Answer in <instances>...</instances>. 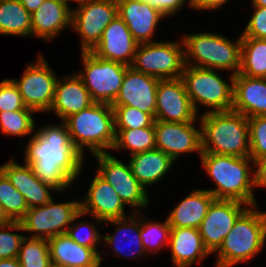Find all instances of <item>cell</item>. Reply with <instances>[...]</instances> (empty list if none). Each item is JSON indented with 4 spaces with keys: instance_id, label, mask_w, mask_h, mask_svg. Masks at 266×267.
Returning <instances> with one entry per match:
<instances>
[{
    "instance_id": "cell-49",
    "label": "cell",
    "mask_w": 266,
    "mask_h": 267,
    "mask_svg": "<svg viewBox=\"0 0 266 267\" xmlns=\"http://www.w3.org/2000/svg\"><path fill=\"white\" fill-rule=\"evenodd\" d=\"M252 6L266 7V0H251Z\"/></svg>"
},
{
    "instance_id": "cell-6",
    "label": "cell",
    "mask_w": 266,
    "mask_h": 267,
    "mask_svg": "<svg viewBox=\"0 0 266 267\" xmlns=\"http://www.w3.org/2000/svg\"><path fill=\"white\" fill-rule=\"evenodd\" d=\"M185 65L231 71L237 75L241 66V35L235 41L220 33H189L182 36Z\"/></svg>"
},
{
    "instance_id": "cell-18",
    "label": "cell",
    "mask_w": 266,
    "mask_h": 267,
    "mask_svg": "<svg viewBox=\"0 0 266 267\" xmlns=\"http://www.w3.org/2000/svg\"><path fill=\"white\" fill-rule=\"evenodd\" d=\"M159 80L129 67L123 77L120 91L111 106H131L155 116Z\"/></svg>"
},
{
    "instance_id": "cell-17",
    "label": "cell",
    "mask_w": 266,
    "mask_h": 267,
    "mask_svg": "<svg viewBox=\"0 0 266 267\" xmlns=\"http://www.w3.org/2000/svg\"><path fill=\"white\" fill-rule=\"evenodd\" d=\"M181 78L159 80L155 120L183 123L199 120Z\"/></svg>"
},
{
    "instance_id": "cell-24",
    "label": "cell",
    "mask_w": 266,
    "mask_h": 267,
    "mask_svg": "<svg viewBox=\"0 0 266 267\" xmlns=\"http://www.w3.org/2000/svg\"><path fill=\"white\" fill-rule=\"evenodd\" d=\"M71 19V5L62 0H44L38 9L31 13L32 36L45 42L53 40L64 29L71 28Z\"/></svg>"
},
{
    "instance_id": "cell-5",
    "label": "cell",
    "mask_w": 266,
    "mask_h": 267,
    "mask_svg": "<svg viewBox=\"0 0 266 267\" xmlns=\"http://www.w3.org/2000/svg\"><path fill=\"white\" fill-rule=\"evenodd\" d=\"M74 145L84 155L112 151L115 142L114 111L111 104L94 102L63 121Z\"/></svg>"
},
{
    "instance_id": "cell-14",
    "label": "cell",
    "mask_w": 266,
    "mask_h": 267,
    "mask_svg": "<svg viewBox=\"0 0 266 267\" xmlns=\"http://www.w3.org/2000/svg\"><path fill=\"white\" fill-rule=\"evenodd\" d=\"M173 123L155 120L154 129L156 136V148L163 151L177 162L181 154L196 152L202 154L201 124L196 129L195 123Z\"/></svg>"
},
{
    "instance_id": "cell-48",
    "label": "cell",
    "mask_w": 266,
    "mask_h": 267,
    "mask_svg": "<svg viewBox=\"0 0 266 267\" xmlns=\"http://www.w3.org/2000/svg\"><path fill=\"white\" fill-rule=\"evenodd\" d=\"M9 222L10 220L7 218V216L3 212L2 206L0 205V226H3Z\"/></svg>"
},
{
    "instance_id": "cell-2",
    "label": "cell",
    "mask_w": 266,
    "mask_h": 267,
    "mask_svg": "<svg viewBox=\"0 0 266 267\" xmlns=\"http://www.w3.org/2000/svg\"><path fill=\"white\" fill-rule=\"evenodd\" d=\"M199 158L216 187L206 190L216 199L236 200L249 206L258 204L253 191L258 188L257 164L250 157L202 152Z\"/></svg>"
},
{
    "instance_id": "cell-3",
    "label": "cell",
    "mask_w": 266,
    "mask_h": 267,
    "mask_svg": "<svg viewBox=\"0 0 266 267\" xmlns=\"http://www.w3.org/2000/svg\"><path fill=\"white\" fill-rule=\"evenodd\" d=\"M266 242V211L249 206L236 220L232 230L213 253L215 267H234L260 254Z\"/></svg>"
},
{
    "instance_id": "cell-21",
    "label": "cell",
    "mask_w": 266,
    "mask_h": 267,
    "mask_svg": "<svg viewBox=\"0 0 266 267\" xmlns=\"http://www.w3.org/2000/svg\"><path fill=\"white\" fill-rule=\"evenodd\" d=\"M9 161V162H8ZM0 166L11 184L23 195L28 209L48 203L53 194L58 193L53 187L43 183L33 172L30 165L17 163L11 158Z\"/></svg>"
},
{
    "instance_id": "cell-26",
    "label": "cell",
    "mask_w": 266,
    "mask_h": 267,
    "mask_svg": "<svg viewBox=\"0 0 266 267\" xmlns=\"http://www.w3.org/2000/svg\"><path fill=\"white\" fill-rule=\"evenodd\" d=\"M247 118L266 116V78L234 75L233 106Z\"/></svg>"
},
{
    "instance_id": "cell-12",
    "label": "cell",
    "mask_w": 266,
    "mask_h": 267,
    "mask_svg": "<svg viewBox=\"0 0 266 267\" xmlns=\"http://www.w3.org/2000/svg\"><path fill=\"white\" fill-rule=\"evenodd\" d=\"M42 54L27 64L21 78L11 80L17 86L24 104L35 112H49L57 84L58 76L50 68Z\"/></svg>"
},
{
    "instance_id": "cell-10",
    "label": "cell",
    "mask_w": 266,
    "mask_h": 267,
    "mask_svg": "<svg viewBox=\"0 0 266 267\" xmlns=\"http://www.w3.org/2000/svg\"><path fill=\"white\" fill-rule=\"evenodd\" d=\"M52 198L48 203L29 208L20 220L28 238L50 239L67 232L74 217L80 212V200L58 202Z\"/></svg>"
},
{
    "instance_id": "cell-29",
    "label": "cell",
    "mask_w": 266,
    "mask_h": 267,
    "mask_svg": "<svg viewBox=\"0 0 266 267\" xmlns=\"http://www.w3.org/2000/svg\"><path fill=\"white\" fill-rule=\"evenodd\" d=\"M130 156L128 162L132 173L145 189L166 177L175 164L170 156L157 148Z\"/></svg>"
},
{
    "instance_id": "cell-32",
    "label": "cell",
    "mask_w": 266,
    "mask_h": 267,
    "mask_svg": "<svg viewBox=\"0 0 266 267\" xmlns=\"http://www.w3.org/2000/svg\"><path fill=\"white\" fill-rule=\"evenodd\" d=\"M154 127L138 129H115V142L112 150H127L130 154L156 148Z\"/></svg>"
},
{
    "instance_id": "cell-7",
    "label": "cell",
    "mask_w": 266,
    "mask_h": 267,
    "mask_svg": "<svg viewBox=\"0 0 266 267\" xmlns=\"http://www.w3.org/2000/svg\"><path fill=\"white\" fill-rule=\"evenodd\" d=\"M218 70L185 65L181 79L195 111L200 106L205 112L230 111L233 106L234 75L224 80ZM229 81V82H228ZM199 110V111H198Z\"/></svg>"
},
{
    "instance_id": "cell-31",
    "label": "cell",
    "mask_w": 266,
    "mask_h": 267,
    "mask_svg": "<svg viewBox=\"0 0 266 267\" xmlns=\"http://www.w3.org/2000/svg\"><path fill=\"white\" fill-rule=\"evenodd\" d=\"M239 74L266 78V39L241 37V66Z\"/></svg>"
},
{
    "instance_id": "cell-40",
    "label": "cell",
    "mask_w": 266,
    "mask_h": 267,
    "mask_svg": "<svg viewBox=\"0 0 266 267\" xmlns=\"http://www.w3.org/2000/svg\"><path fill=\"white\" fill-rule=\"evenodd\" d=\"M15 230L16 232H11ZM24 232L20 221H10L0 226V260L17 258L22 240L26 235L17 233Z\"/></svg>"
},
{
    "instance_id": "cell-28",
    "label": "cell",
    "mask_w": 266,
    "mask_h": 267,
    "mask_svg": "<svg viewBox=\"0 0 266 267\" xmlns=\"http://www.w3.org/2000/svg\"><path fill=\"white\" fill-rule=\"evenodd\" d=\"M216 198L206 189H196L172 209L167 216L171 228L199 229L212 202Z\"/></svg>"
},
{
    "instance_id": "cell-1",
    "label": "cell",
    "mask_w": 266,
    "mask_h": 267,
    "mask_svg": "<svg viewBox=\"0 0 266 267\" xmlns=\"http://www.w3.org/2000/svg\"><path fill=\"white\" fill-rule=\"evenodd\" d=\"M34 132L25 147L20 143L24 148L23 162L60 195L81 176L86 155L74 145L64 122L46 124Z\"/></svg>"
},
{
    "instance_id": "cell-33",
    "label": "cell",
    "mask_w": 266,
    "mask_h": 267,
    "mask_svg": "<svg viewBox=\"0 0 266 267\" xmlns=\"http://www.w3.org/2000/svg\"><path fill=\"white\" fill-rule=\"evenodd\" d=\"M141 213L142 212H140V237L149 257V254L155 255L166 246L168 247L171 226L167 218L162 223L152 220L146 221L147 216Z\"/></svg>"
},
{
    "instance_id": "cell-50",
    "label": "cell",
    "mask_w": 266,
    "mask_h": 267,
    "mask_svg": "<svg viewBox=\"0 0 266 267\" xmlns=\"http://www.w3.org/2000/svg\"><path fill=\"white\" fill-rule=\"evenodd\" d=\"M63 2H65V3H67L68 5H70L69 4V2H77V5L79 4V3H81L83 0H62Z\"/></svg>"
},
{
    "instance_id": "cell-30",
    "label": "cell",
    "mask_w": 266,
    "mask_h": 267,
    "mask_svg": "<svg viewBox=\"0 0 266 267\" xmlns=\"http://www.w3.org/2000/svg\"><path fill=\"white\" fill-rule=\"evenodd\" d=\"M0 35L32 37L31 14L20 0H0Z\"/></svg>"
},
{
    "instance_id": "cell-11",
    "label": "cell",
    "mask_w": 266,
    "mask_h": 267,
    "mask_svg": "<svg viewBox=\"0 0 266 267\" xmlns=\"http://www.w3.org/2000/svg\"><path fill=\"white\" fill-rule=\"evenodd\" d=\"M117 15L116 0H83L72 8L71 29L80 36V51H91Z\"/></svg>"
},
{
    "instance_id": "cell-43",
    "label": "cell",
    "mask_w": 266,
    "mask_h": 267,
    "mask_svg": "<svg viewBox=\"0 0 266 267\" xmlns=\"http://www.w3.org/2000/svg\"><path fill=\"white\" fill-rule=\"evenodd\" d=\"M145 3H148L151 6L156 7L160 10L165 16L169 17L177 14L179 10H182L186 3L190 8V0H142Z\"/></svg>"
},
{
    "instance_id": "cell-8",
    "label": "cell",
    "mask_w": 266,
    "mask_h": 267,
    "mask_svg": "<svg viewBox=\"0 0 266 267\" xmlns=\"http://www.w3.org/2000/svg\"><path fill=\"white\" fill-rule=\"evenodd\" d=\"M130 67L160 80L181 78L185 67L182 38L138 44Z\"/></svg>"
},
{
    "instance_id": "cell-15",
    "label": "cell",
    "mask_w": 266,
    "mask_h": 267,
    "mask_svg": "<svg viewBox=\"0 0 266 267\" xmlns=\"http://www.w3.org/2000/svg\"><path fill=\"white\" fill-rule=\"evenodd\" d=\"M88 188L80 200V211L85 215H90L96 221L97 226L105 228L106 225L102 222L128 216L125 210L126 205L113 186L97 172Z\"/></svg>"
},
{
    "instance_id": "cell-41",
    "label": "cell",
    "mask_w": 266,
    "mask_h": 267,
    "mask_svg": "<svg viewBox=\"0 0 266 267\" xmlns=\"http://www.w3.org/2000/svg\"><path fill=\"white\" fill-rule=\"evenodd\" d=\"M26 105L22 96L11 79L4 78L0 82V112L23 110Z\"/></svg>"
},
{
    "instance_id": "cell-45",
    "label": "cell",
    "mask_w": 266,
    "mask_h": 267,
    "mask_svg": "<svg viewBox=\"0 0 266 267\" xmlns=\"http://www.w3.org/2000/svg\"><path fill=\"white\" fill-rule=\"evenodd\" d=\"M258 188H266V159L257 165Z\"/></svg>"
},
{
    "instance_id": "cell-16",
    "label": "cell",
    "mask_w": 266,
    "mask_h": 267,
    "mask_svg": "<svg viewBox=\"0 0 266 267\" xmlns=\"http://www.w3.org/2000/svg\"><path fill=\"white\" fill-rule=\"evenodd\" d=\"M248 207L236 200L215 199L212 202L199 227L203 243L211 254L219 248L238 217Z\"/></svg>"
},
{
    "instance_id": "cell-37",
    "label": "cell",
    "mask_w": 266,
    "mask_h": 267,
    "mask_svg": "<svg viewBox=\"0 0 266 267\" xmlns=\"http://www.w3.org/2000/svg\"><path fill=\"white\" fill-rule=\"evenodd\" d=\"M84 213L81 211L74 217L71 225L68 227L66 234L78 243L81 246H85L88 248H93L96 251L100 247L99 243L102 244L103 235L100 234V231L96 225L87 220L77 221L82 216L84 217ZM98 249V250H97Z\"/></svg>"
},
{
    "instance_id": "cell-44",
    "label": "cell",
    "mask_w": 266,
    "mask_h": 267,
    "mask_svg": "<svg viewBox=\"0 0 266 267\" xmlns=\"http://www.w3.org/2000/svg\"><path fill=\"white\" fill-rule=\"evenodd\" d=\"M230 0H190V7L194 10L208 11L221 9L224 4L228 3Z\"/></svg>"
},
{
    "instance_id": "cell-13",
    "label": "cell",
    "mask_w": 266,
    "mask_h": 267,
    "mask_svg": "<svg viewBox=\"0 0 266 267\" xmlns=\"http://www.w3.org/2000/svg\"><path fill=\"white\" fill-rule=\"evenodd\" d=\"M93 156L98 161L96 172L113 186L126 206L133 208L132 212L149 207L148 190L133 175L129 162L124 164L110 152Z\"/></svg>"
},
{
    "instance_id": "cell-23",
    "label": "cell",
    "mask_w": 266,
    "mask_h": 267,
    "mask_svg": "<svg viewBox=\"0 0 266 267\" xmlns=\"http://www.w3.org/2000/svg\"><path fill=\"white\" fill-rule=\"evenodd\" d=\"M94 103L82 79L73 72L58 77L55 95L49 112L64 121L67 117L80 112Z\"/></svg>"
},
{
    "instance_id": "cell-47",
    "label": "cell",
    "mask_w": 266,
    "mask_h": 267,
    "mask_svg": "<svg viewBox=\"0 0 266 267\" xmlns=\"http://www.w3.org/2000/svg\"><path fill=\"white\" fill-rule=\"evenodd\" d=\"M0 267H21L18 258L1 259Z\"/></svg>"
},
{
    "instance_id": "cell-20",
    "label": "cell",
    "mask_w": 266,
    "mask_h": 267,
    "mask_svg": "<svg viewBox=\"0 0 266 267\" xmlns=\"http://www.w3.org/2000/svg\"><path fill=\"white\" fill-rule=\"evenodd\" d=\"M138 43L125 22L117 15L104 29L99 43L91 52L104 60L116 61L130 66Z\"/></svg>"
},
{
    "instance_id": "cell-46",
    "label": "cell",
    "mask_w": 266,
    "mask_h": 267,
    "mask_svg": "<svg viewBox=\"0 0 266 267\" xmlns=\"http://www.w3.org/2000/svg\"><path fill=\"white\" fill-rule=\"evenodd\" d=\"M43 1L44 0H20L21 4L30 14L37 10Z\"/></svg>"
},
{
    "instance_id": "cell-34",
    "label": "cell",
    "mask_w": 266,
    "mask_h": 267,
    "mask_svg": "<svg viewBox=\"0 0 266 267\" xmlns=\"http://www.w3.org/2000/svg\"><path fill=\"white\" fill-rule=\"evenodd\" d=\"M36 112L30 108L16 111L0 112V130L4 135L23 137L32 135L36 129L32 114Z\"/></svg>"
},
{
    "instance_id": "cell-9",
    "label": "cell",
    "mask_w": 266,
    "mask_h": 267,
    "mask_svg": "<svg viewBox=\"0 0 266 267\" xmlns=\"http://www.w3.org/2000/svg\"><path fill=\"white\" fill-rule=\"evenodd\" d=\"M83 70L76 72L88 89L94 102L112 104L117 97L126 70L120 62L95 56L91 51L81 52Z\"/></svg>"
},
{
    "instance_id": "cell-19",
    "label": "cell",
    "mask_w": 266,
    "mask_h": 267,
    "mask_svg": "<svg viewBox=\"0 0 266 267\" xmlns=\"http://www.w3.org/2000/svg\"><path fill=\"white\" fill-rule=\"evenodd\" d=\"M118 15L138 44L155 42L152 38L161 22L168 18L156 7L142 0H116Z\"/></svg>"
},
{
    "instance_id": "cell-35",
    "label": "cell",
    "mask_w": 266,
    "mask_h": 267,
    "mask_svg": "<svg viewBox=\"0 0 266 267\" xmlns=\"http://www.w3.org/2000/svg\"><path fill=\"white\" fill-rule=\"evenodd\" d=\"M0 205L10 221H20L28 210L23 195L0 169Z\"/></svg>"
},
{
    "instance_id": "cell-25",
    "label": "cell",
    "mask_w": 266,
    "mask_h": 267,
    "mask_svg": "<svg viewBox=\"0 0 266 267\" xmlns=\"http://www.w3.org/2000/svg\"><path fill=\"white\" fill-rule=\"evenodd\" d=\"M48 245L52 265L59 267H101L106 256L93 248L79 245L66 233L48 239Z\"/></svg>"
},
{
    "instance_id": "cell-27",
    "label": "cell",
    "mask_w": 266,
    "mask_h": 267,
    "mask_svg": "<svg viewBox=\"0 0 266 267\" xmlns=\"http://www.w3.org/2000/svg\"><path fill=\"white\" fill-rule=\"evenodd\" d=\"M168 247L171 261L176 267H192L194 263L201 264L203 259L212 255L197 228H171Z\"/></svg>"
},
{
    "instance_id": "cell-38",
    "label": "cell",
    "mask_w": 266,
    "mask_h": 267,
    "mask_svg": "<svg viewBox=\"0 0 266 267\" xmlns=\"http://www.w3.org/2000/svg\"><path fill=\"white\" fill-rule=\"evenodd\" d=\"M115 129L154 127L155 116L131 106H112Z\"/></svg>"
},
{
    "instance_id": "cell-22",
    "label": "cell",
    "mask_w": 266,
    "mask_h": 267,
    "mask_svg": "<svg viewBox=\"0 0 266 267\" xmlns=\"http://www.w3.org/2000/svg\"><path fill=\"white\" fill-rule=\"evenodd\" d=\"M103 223L114 225L116 229L112 234H103L102 238L103 244L109 245V249H112L110 252H114L113 255L134 258L135 260L143 258V256L146 258L147 253L140 237V212H132L129 217L110 219ZM125 247H128V251H126Z\"/></svg>"
},
{
    "instance_id": "cell-4",
    "label": "cell",
    "mask_w": 266,
    "mask_h": 267,
    "mask_svg": "<svg viewBox=\"0 0 266 267\" xmlns=\"http://www.w3.org/2000/svg\"><path fill=\"white\" fill-rule=\"evenodd\" d=\"M201 124L202 152L250 157L248 118L230 111L203 112Z\"/></svg>"
},
{
    "instance_id": "cell-39",
    "label": "cell",
    "mask_w": 266,
    "mask_h": 267,
    "mask_svg": "<svg viewBox=\"0 0 266 267\" xmlns=\"http://www.w3.org/2000/svg\"><path fill=\"white\" fill-rule=\"evenodd\" d=\"M250 158L258 165L266 159V116L248 118Z\"/></svg>"
},
{
    "instance_id": "cell-36",
    "label": "cell",
    "mask_w": 266,
    "mask_h": 267,
    "mask_svg": "<svg viewBox=\"0 0 266 267\" xmlns=\"http://www.w3.org/2000/svg\"><path fill=\"white\" fill-rule=\"evenodd\" d=\"M18 261L21 267H51L47 239L25 237L18 253Z\"/></svg>"
},
{
    "instance_id": "cell-42",
    "label": "cell",
    "mask_w": 266,
    "mask_h": 267,
    "mask_svg": "<svg viewBox=\"0 0 266 267\" xmlns=\"http://www.w3.org/2000/svg\"><path fill=\"white\" fill-rule=\"evenodd\" d=\"M253 14L250 16L241 37L266 39V7L252 6Z\"/></svg>"
}]
</instances>
